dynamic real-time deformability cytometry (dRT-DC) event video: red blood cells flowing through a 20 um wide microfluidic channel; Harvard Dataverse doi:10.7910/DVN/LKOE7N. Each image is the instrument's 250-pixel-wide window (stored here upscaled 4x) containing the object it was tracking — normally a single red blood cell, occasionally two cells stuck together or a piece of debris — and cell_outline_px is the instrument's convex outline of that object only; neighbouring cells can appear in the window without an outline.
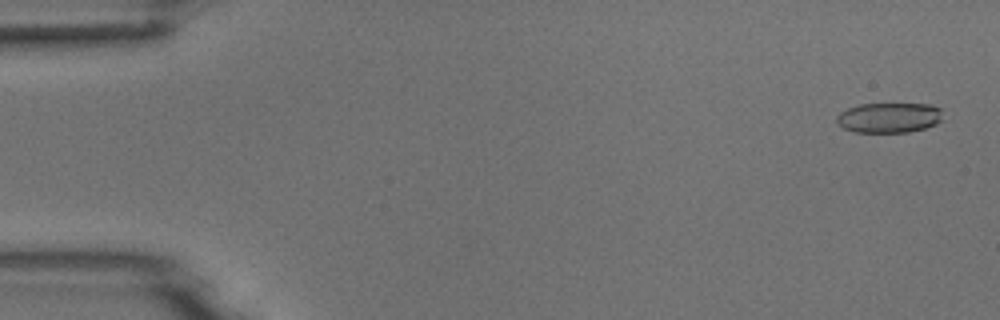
{"species": "common noctule bat (a hibernating species)", "species_latin": "Nyctalus noctula", "temperature_condition": "room temperature", "stored_images_in_passage": 6, "camera_frame_rate_fps": 3000, "um_per_image_px": 0.085, "animal": {"sex": "male", "body_mass_g": 18.8}, "frame": {"image": 1, "passage_image": 1, "time_ms": 0.0, "image_size_px": [1000, 320], "cell_outline_px": [[940, 120], [936, 124], [924, 128], [908, 132], [856, 132], [844, 128], [836, 124], [836, 116], [840, 112], [848, 108], [860, 104], [928, 104], [940, 108]], "centroid_in_image_um": [75.52, 10.0], "position_along_channel_um": 9.5, "area_um2": 18.5}}
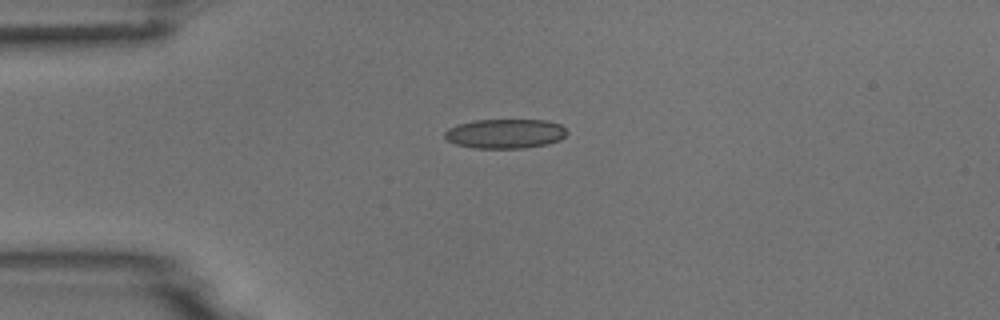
{"frame": {"image": 2, "passage_image": 4, "time_ms": 3.667, "image_size_px": [1000, 320], "cell_outline_px": [[568, 132], [560, 140], [548, 144], [524, 148], [476, 148], [456, 144], [448, 140], [444, 136], [444, 132], [448, 128], [456, 124], [472, 120], [548, 120], [560, 124]], "centroid_in_image_um": [42.94, 11.35], "position_along_channel_um": 42.1, "area_um2": 21.1}}